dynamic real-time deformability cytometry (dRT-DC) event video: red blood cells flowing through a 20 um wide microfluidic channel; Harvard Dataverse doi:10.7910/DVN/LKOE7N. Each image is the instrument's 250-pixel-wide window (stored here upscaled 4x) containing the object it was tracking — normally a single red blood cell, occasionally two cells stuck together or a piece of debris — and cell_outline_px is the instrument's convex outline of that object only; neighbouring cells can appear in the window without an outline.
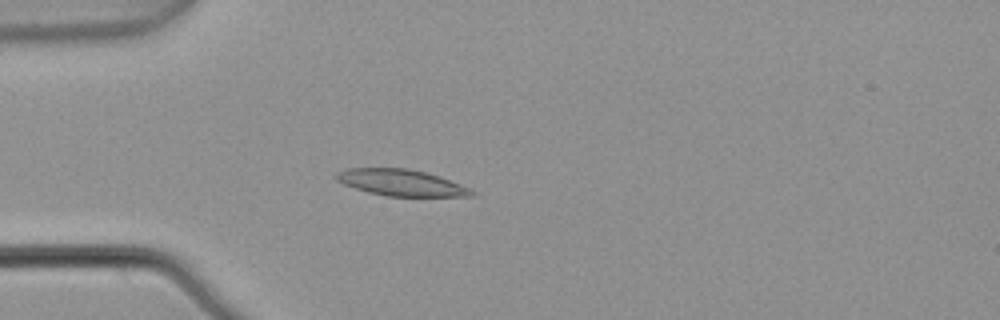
{"species": "common noctule bat (a hibernating species)", "species_latin": "Nyctalus noctula", "temperature_condition": "warm", "stored_images_in_passage": 3, "camera_frame_rate_fps": 3000, "um_per_image_px": 0.085, "animal": {"sex": "male", "body_mass_g": 21.5, "forearm_length_mm": 52.0}, "frame": {"image": 1, "passage_image": 3, "time_ms": 0.667, "image_size_px": [1000, 320], "cell_outline_px": [[476, 196], [384, 196], [368, 192], [344, 184], [336, 180], [332, 176], [336, 172], [348, 168], [408, 168], [440, 176], [472, 188], [476, 192]], "centroid_in_image_um": [34.12, 15.52], "position_along_channel_um": 50.9, "area_um2": 21.04}}